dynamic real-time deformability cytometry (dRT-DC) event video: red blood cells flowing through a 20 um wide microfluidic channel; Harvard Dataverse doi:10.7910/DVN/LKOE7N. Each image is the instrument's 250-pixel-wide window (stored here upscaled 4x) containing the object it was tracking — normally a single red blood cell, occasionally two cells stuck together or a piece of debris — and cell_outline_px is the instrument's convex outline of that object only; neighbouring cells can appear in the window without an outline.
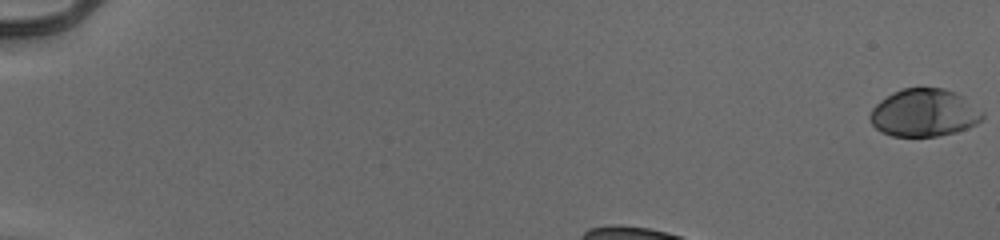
{"species": "human", "species_latin": "Homo sapiens", "temperature_condition": "cold", "stored_images_in_passage": 14, "camera_frame_rate_fps": 3000, "um_per_image_px": 0.085, "donor": {"sex": "male"}, "frame": {"image": 1, "passage_image": 1, "time_ms": 0.0, "image_size_px": [1000, 240], "cell_outline_px": [[984, 116], [976, 124], [956, 132], [936, 136], [892, 136], [880, 132], [872, 124], [868, 116], [872, 108], [880, 100], [892, 92], [904, 88], [944, 88], [964, 96], [984, 112]], "centroid_in_image_um": [78.54, 9.58], "position_along_channel_um": 6.5, "area_um2": 31.39}}
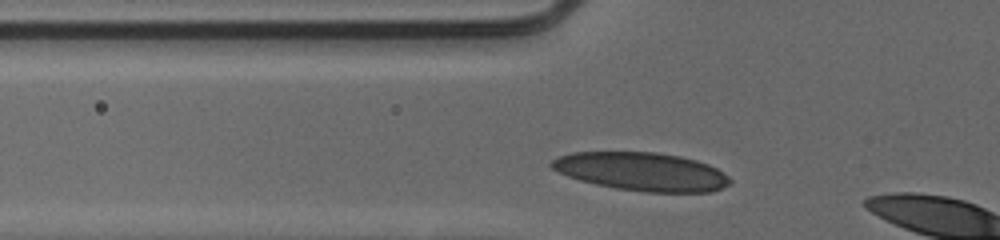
{"frame": {"image": 2, "passage_image": 12, "time_ms": 3.667, "image_size_px": [1000, 240], "cell_outline_px": [[732, 184], [724, 188], [712, 192], [644, 192], [616, 188], [596, 184], [580, 180], [568, 176], [552, 168], [548, 164], [552, 160], [560, 156], [572, 152], [656, 152], [680, 156], [696, 160], [708, 164], [716, 168], [728, 176], [732, 180]], "centroid_in_image_um": [54.59, 14.59], "position_along_channel_um": 71.2, "area_um2": 39.94}}